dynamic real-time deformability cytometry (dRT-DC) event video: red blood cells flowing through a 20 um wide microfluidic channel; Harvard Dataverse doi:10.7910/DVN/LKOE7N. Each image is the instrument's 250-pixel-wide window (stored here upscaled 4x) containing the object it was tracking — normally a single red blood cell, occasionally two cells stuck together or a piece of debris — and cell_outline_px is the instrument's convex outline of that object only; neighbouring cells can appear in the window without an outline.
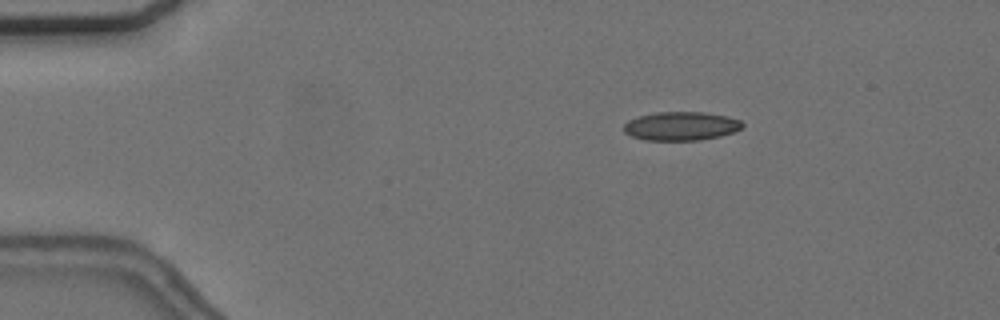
{"species": "common noctule bat (a hibernating species)", "species_latin": "Nyctalus noctula", "temperature_condition": "cold", "stored_images_in_passage": 3, "camera_frame_rate_fps": 3000, "um_per_image_px": 0.085, "animal": {"sex": "female", "body_mass_g": 24.6, "forearm_length_mm": 56.2}, "frame": {"image": 1, "passage_image": 1, "time_ms": 0.0, "image_size_px": [1000, 320], "cell_outline_px": [[744, 124], [740, 128], [732, 132], [720, 136], [700, 140], [644, 140], [632, 136], [624, 132], [624, 124], [628, 120], [640, 116], [656, 112], [704, 112], [728, 116], [740, 120]], "centroid_in_image_um": [57.88, 10.71], "position_along_channel_um": 27.1, "area_um2": 19.77}}